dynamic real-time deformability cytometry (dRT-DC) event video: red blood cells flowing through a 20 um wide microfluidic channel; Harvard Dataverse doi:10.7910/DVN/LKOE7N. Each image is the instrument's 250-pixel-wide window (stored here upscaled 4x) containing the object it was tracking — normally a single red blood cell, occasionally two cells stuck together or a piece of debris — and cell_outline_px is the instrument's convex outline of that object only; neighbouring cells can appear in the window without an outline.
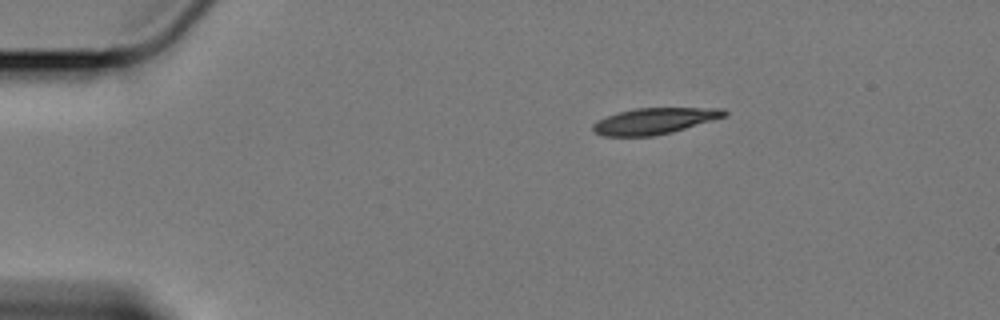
{"species": "Egyptian fruit bat (a non-hibernating species)", "species_latin": "Rousettus aegyptiacus", "temperature_condition": "cold", "stored_images_in_passage": 50, "camera_frame_rate_fps": 3000, "um_per_image_px": 0.085, "animal": {"sex": "female"}, "frame": {"image": 1, "passage_image": 1, "time_ms": 0.0, "image_size_px": [1000, 320], "cell_outline_px": [[728, 116], [672, 132], [652, 136], [604, 136], [596, 132], [592, 128], [592, 124], [596, 120], [620, 112], [636, 108], [724, 108], [728, 112]], "centroid_in_image_um": [55.67, 10.28], "position_along_channel_um": 29.3, "area_um2": 20.0}}
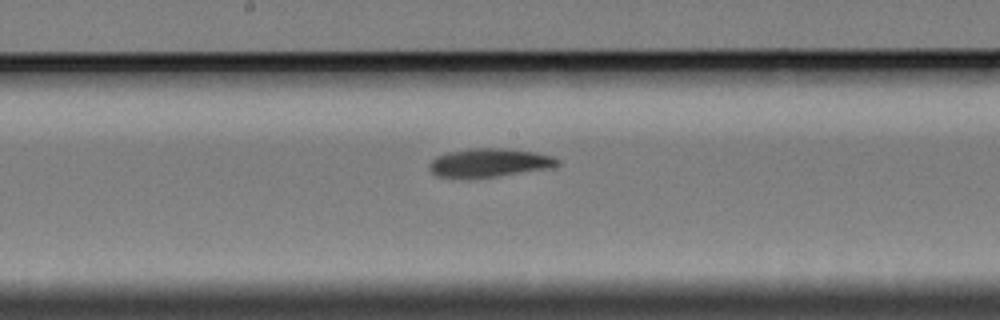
{"frame": {"image": 2, "passage_image": 22, "time_ms": 7.0, "image_size_px": [1000, 320], "cell_outline_px": [[560, 164], [552, 168], [468, 180], [436, 176], [428, 168], [428, 164], [436, 156], [448, 152], [468, 148], [504, 148], [536, 152], [552, 156], [560, 160]], "centroid_in_image_um": [41.55, 13.85], "position_along_channel_um": 206.6, "area_um2": 21.91}}
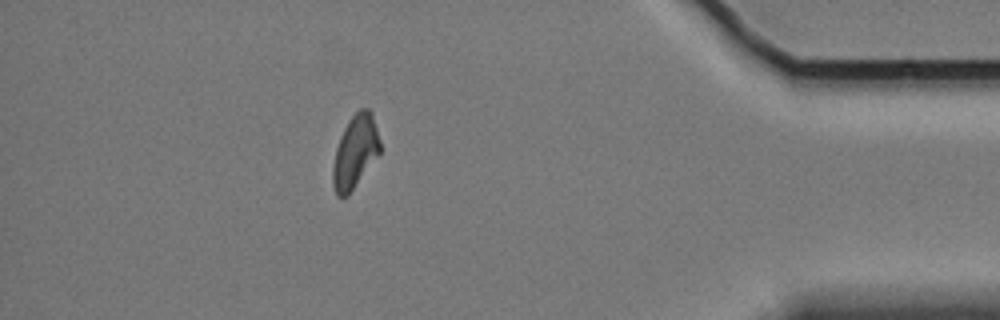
{"frame": {"image": 3, "passage_image": 43, "time_ms": 14.0, "image_size_px": [1000, 320], "cell_outline_px": [[380, 152], [348, 196], [336, 196], [332, 184], [332, 168], [336, 148], [340, 136], [348, 120], [360, 108], [368, 108], [372, 112], [380, 140]], "centroid_in_image_um": [30.17, 12.89], "position_along_channel_um": 405.0, "area_um2": 20.06}, "authors_computed_cell_mechanics": {"area_um2": 21.097, "velocity_mm_per_s": 3.3952, "shape_relaxation_time_tau1_ms": 10.1556, "shape_relaxation_time_tau2_ms": null, "deformation_change_tau1": 0.1791, "deformation_change_tau2": null}}